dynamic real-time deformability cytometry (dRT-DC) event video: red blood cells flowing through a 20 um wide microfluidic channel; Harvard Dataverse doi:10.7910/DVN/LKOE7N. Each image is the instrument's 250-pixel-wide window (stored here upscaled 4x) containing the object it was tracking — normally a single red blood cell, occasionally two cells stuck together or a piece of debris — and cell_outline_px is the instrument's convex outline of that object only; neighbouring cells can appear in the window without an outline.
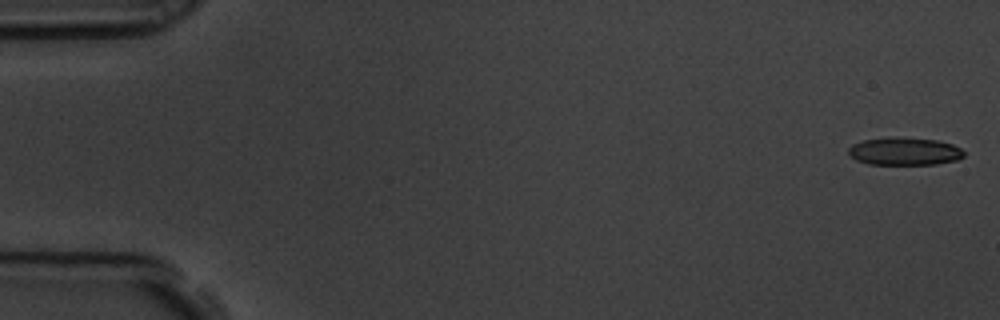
{"species": "common noctule bat (a hibernating species)", "species_latin": "Nyctalus noctula", "temperature_condition": "room temperature", "stored_images_in_passage": 5, "camera_frame_rate_fps": 3000, "um_per_image_px": 0.085, "animal": {"sex": "male", "body_mass_g": 19.5, "forearm_length_mm": 54.6}, "frame": {"image": 1, "passage_image": 1, "time_ms": 0.0, "image_size_px": [1000, 320], "cell_outline_px": [[964, 156], [956, 160], [936, 164], [868, 164], [856, 160], [848, 152], [848, 148], [852, 144], [864, 140], [892, 136], [896, 136], [936, 140], [952, 144], [960, 148], [964, 152]], "centroid_in_image_um": [76.87, 12.85], "position_along_channel_um": 8.1, "area_um2": 18.73}}
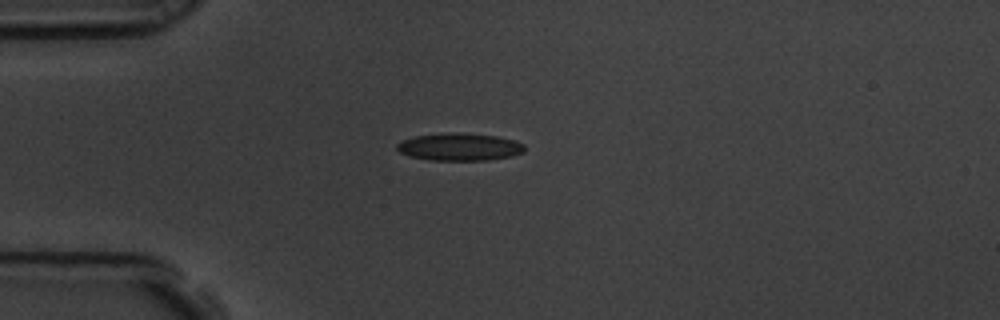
{"frame": {"image": 2, "passage_image": 5, "time_ms": 1.333, "image_size_px": [1000, 320], "cell_outline_px": [[524, 152], [512, 156], [488, 160], [432, 160], [408, 156], [400, 152], [396, 148], [396, 144], [404, 140], [416, 136], [452, 132], [464, 132], [496, 136], [516, 140], [524, 144]], "centroid_in_image_um": [39.09, 12.48], "position_along_channel_um": 45.9, "area_um2": 20.52}}